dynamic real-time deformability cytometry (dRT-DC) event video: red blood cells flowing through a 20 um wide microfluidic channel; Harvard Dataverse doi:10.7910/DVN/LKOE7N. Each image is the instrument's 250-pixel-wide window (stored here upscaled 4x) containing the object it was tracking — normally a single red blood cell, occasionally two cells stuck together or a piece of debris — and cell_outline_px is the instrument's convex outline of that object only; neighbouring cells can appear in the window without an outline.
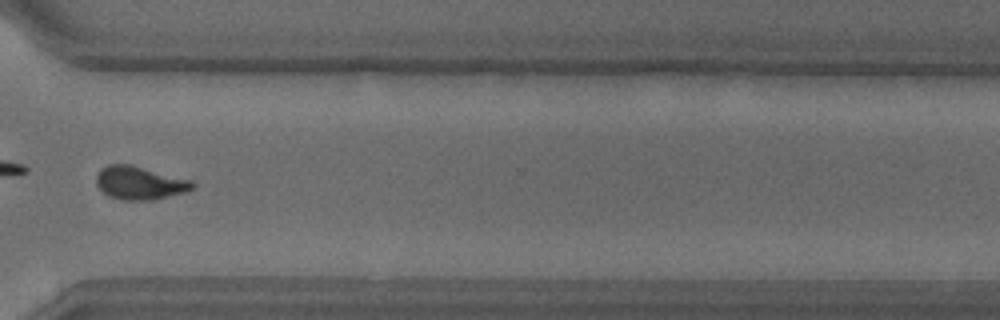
{"species": "common noctule bat (a hibernating species)", "species_latin": "Nyctalus noctula", "temperature_condition": "warm", "stored_images_in_passage": 48, "camera_frame_rate_fps": 3000, "um_per_image_px": 0.085, "animal": {"sex": "male", "body_mass_g": 18.8}, "frame": {"image": 1, "passage_image": 35, "time_ms": 11.333, "image_size_px": [1000, 320], "cell_outline_px": [[196, 184], [192, 188], [184, 192], [168, 196], [148, 200], [124, 200], [108, 196], [96, 184], [96, 176], [100, 168], [108, 164], [132, 164], [192, 180]], "centroid_in_image_um": [11.85, 15.52], "position_along_channel_um": 358.7, "area_um2": 18.61}}
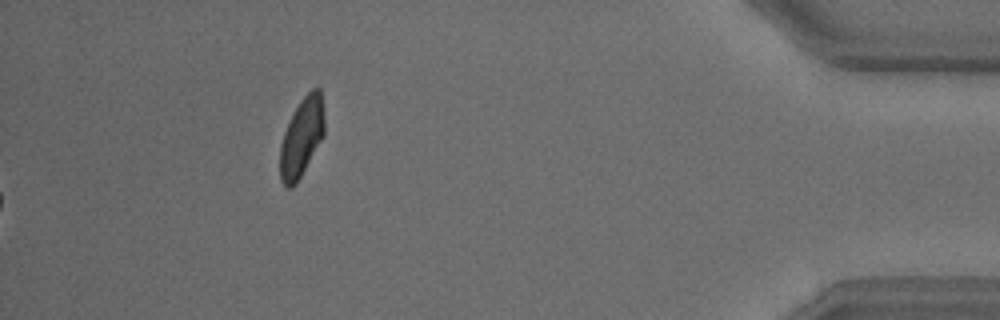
{"frame": {"image": 2, "passage_image": 48, "time_ms": 15.667, "image_size_px": [1000, 320], "cell_outline_px": [[324, 136], [296, 184], [292, 188], [284, 188], [280, 180], [280, 144], [284, 132], [300, 100], [312, 88], [320, 88], [324, 120]], "centroid_in_image_um": [25.63, 11.72], "position_along_channel_um": 409.6, "area_um2": 20.29}, "authors_computed_cell_mechanics": {"area_um2": 18.0914, "velocity_mm_per_s": 4.2804, "shape_relaxation_time_tau1_ms": 5.9221, "shape_relaxation_time_tau2_ms": 1.0857, "deformation_change_tau1": 0.1872, "deformation_change_tau2": 0.0818}}